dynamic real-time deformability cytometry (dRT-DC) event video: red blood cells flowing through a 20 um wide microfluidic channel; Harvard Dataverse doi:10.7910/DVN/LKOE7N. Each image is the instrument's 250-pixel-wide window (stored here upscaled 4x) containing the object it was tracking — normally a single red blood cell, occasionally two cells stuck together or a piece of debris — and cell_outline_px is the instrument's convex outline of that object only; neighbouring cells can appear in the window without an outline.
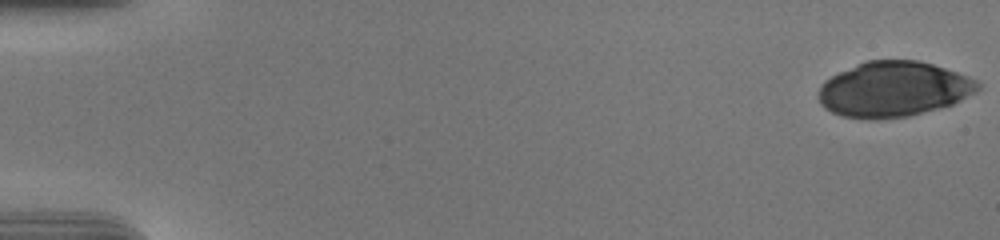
{"species": "human", "species_latin": "Homo sapiens", "temperature_condition": "cold", "stored_images_in_passage": 55, "camera_frame_rate_fps": 3000, "um_per_image_px": 0.085, "donor": {"sex": "male"}, "frame": {"image": 1, "passage_image": 1, "time_ms": 0.0, "image_size_px": [1000, 240], "cell_outline_px": [[980, 88], [976, 92], [952, 104], [940, 108], [908, 116], [876, 120], [868, 120], [844, 116], [832, 112], [824, 108], [820, 104], [816, 96], [820, 84], [824, 80], [856, 64], [868, 60], [916, 60], [932, 64], [980, 80]], "centroid_in_image_um": [75.92, 7.59], "position_along_channel_um": 9.1, "area_um2": 51.62}}